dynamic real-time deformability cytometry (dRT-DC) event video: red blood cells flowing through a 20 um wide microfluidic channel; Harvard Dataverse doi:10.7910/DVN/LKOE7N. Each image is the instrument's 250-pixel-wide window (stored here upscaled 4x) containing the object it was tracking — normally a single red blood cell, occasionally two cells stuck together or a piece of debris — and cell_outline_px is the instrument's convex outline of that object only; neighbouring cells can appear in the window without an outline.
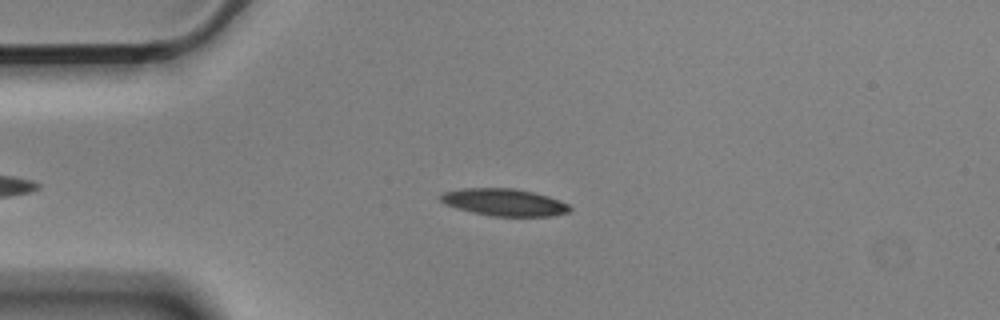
{"species": "Egyptian fruit bat (a non-hibernating species)", "species_latin": "Rousettus aegyptiacus", "temperature_condition": "cold", "stored_images_in_passage": 43, "camera_frame_rate_fps": 3000, "um_per_image_px": 0.085, "animal": {"sex": "male"}, "frame": {"image": 1, "passage_image": 11, "time_ms": 3.333, "image_size_px": [1000, 320], "cell_outline_px": [[572, 208], [568, 212], [552, 216], [492, 216], [472, 212], [456, 208], [444, 204], [440, 200], [440, 196], [444, 192], [460, 188], [516, 188], [536, 192], [560, 200], [568, 204]], "centroid_in_image_um": [42.86, 17.18], "position_along_channel_um": 42.1, "area_um2": 20.63}}
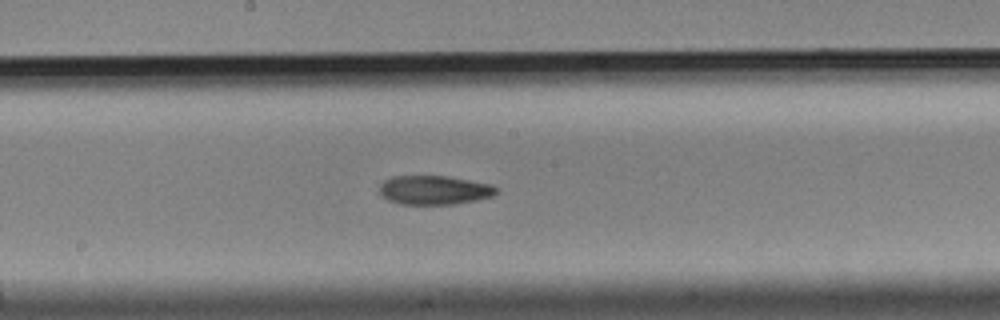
{"frame": {"image": 2, "passage_image": 27, "time_ms": 8.667, "image_size_px": [1000, 320], "cell_outline_px": [[500, 192], [492, 196], [476, 200], [456, 204], [400, 204], [388, 200], [380, 192], [380, 184], [384, 180], [392, 176], [448, 176], [492, 184], [500, 188]], "centroid_in_image_um": [36.97, 16.15], "position_along_channel_um": 211.2, "area_um2": 19.94}}
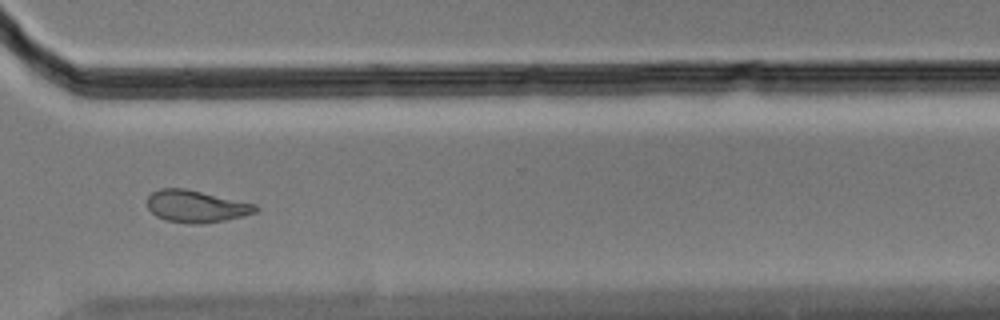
{"frame": {"image": 3, "passage_image": 39, "time_ms": 12.667, "image_size_px": [1000, 320], "cell_outline_px": [[260, 208], [256, 212], [244, 216], [224, 220], [192, 224], [188, 224], [168, 220], [156, 216], [148, 208], [148, 196], [152, 192], [160, 188], [184, 188], [256, 204]], "centroid_in_image_um": [16.68, 17.53], "position_along_channel_um": 353.9, "area_um2": 20.06}, "authors_computed_cell_mechanics": {"area_um2": 20.1144, "velocity_mm_per_s": 3.57, "shape_relaxation_time_tau1_ms": 8.8583, "shape_relaxation_time_tau2_ms": 7.4204, "deformation_change_tau1": 0.1815, "deformation_change_tau2": 0.154}}